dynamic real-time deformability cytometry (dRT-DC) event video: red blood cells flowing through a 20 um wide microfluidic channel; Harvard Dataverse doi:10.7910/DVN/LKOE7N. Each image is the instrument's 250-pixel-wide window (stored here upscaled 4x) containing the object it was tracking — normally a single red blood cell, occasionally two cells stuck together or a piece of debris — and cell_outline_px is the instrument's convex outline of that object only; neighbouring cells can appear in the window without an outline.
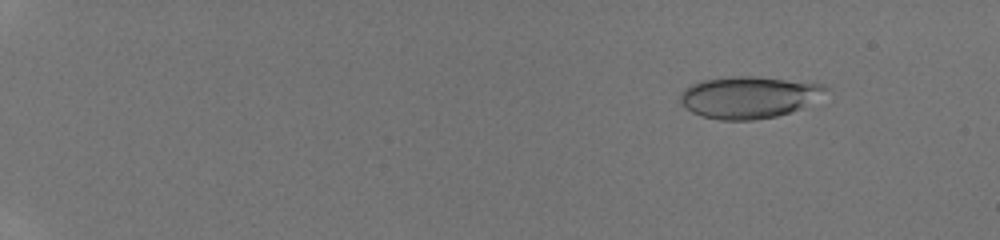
{"species": "human", "species_latin": "Homo sapiens", "temperature_condition": "room temperature", "stored_images_in_passage": 47, "camera_frame_rate_fps": 3000, "um_per_image_px": 0.085, "donor": {"sex": "male"}, "frame": {"image": 1, "passage_image": 7, "time_ms": 2.0, "image_size_px": [1000, 240], "cell_outline_px": [[832, 92], [800, 108], [776, 116], [752, 120], [720, 120], [700, 116], [692, 112], [680, 100], [680, 92], [684, 88], [700, 80], [728, 76], [752, 76], [824, 84], [832, 88]], "centroid_in_image_um": [63.69, 8.25], "position_along_channel_um": 21.3, "area_um2": 35.72}}
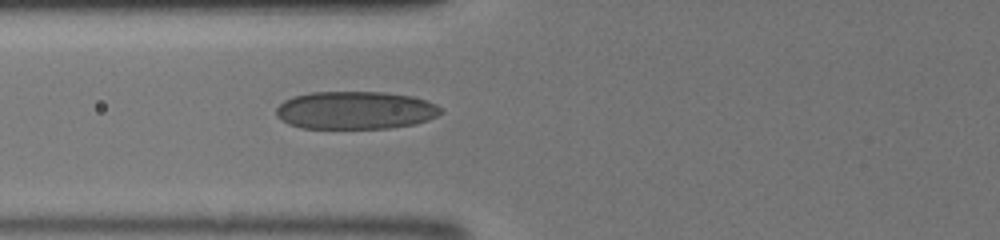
{"frame": {"image": 2, "passage_image": 22, "time_ms": 7.0, "image_size_px": [1000, 240], "cell_outline_px": [[444, 112], [428, 120], [416, 124], [388, 128], [300, 128], [288, 124], [280, 120], [276, 116], [276, 108], [284, 100], [292, 96], [308, 92], [384, 92], [412, 96], [428, 100], [436, 104]], "centroid_in_image_um": [30.19, 9.37], "position_along_channel_um": 95.6, "area_um2": 36.7}}
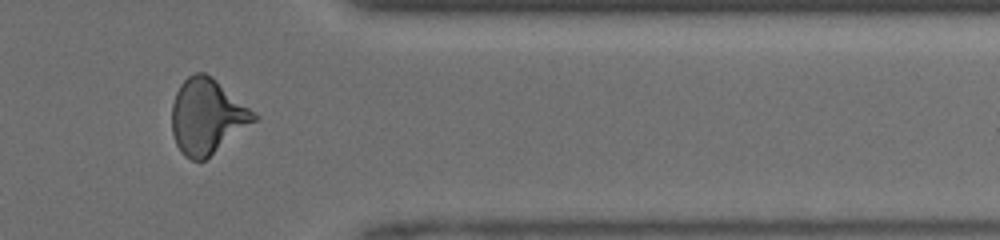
{"frame": {"image": 3, "passage_image": 41, "time_ms": 13.333, "image_size_px": [1000, 240], "cell_outline_px": [[260, 120], [204, 160], [192, 160], [184, 156], [180, 152], [176, 144], [172, 132], [172, 104], [176, 92], [180, 84], [188, 76], [196, 72], [204, 72], [212, 76], [256, 112], [260, 116]], "centroid_in_image_um": [17.65, 9.9], "position_along_channel_um": 393.8, "area_um2": 36.47}}